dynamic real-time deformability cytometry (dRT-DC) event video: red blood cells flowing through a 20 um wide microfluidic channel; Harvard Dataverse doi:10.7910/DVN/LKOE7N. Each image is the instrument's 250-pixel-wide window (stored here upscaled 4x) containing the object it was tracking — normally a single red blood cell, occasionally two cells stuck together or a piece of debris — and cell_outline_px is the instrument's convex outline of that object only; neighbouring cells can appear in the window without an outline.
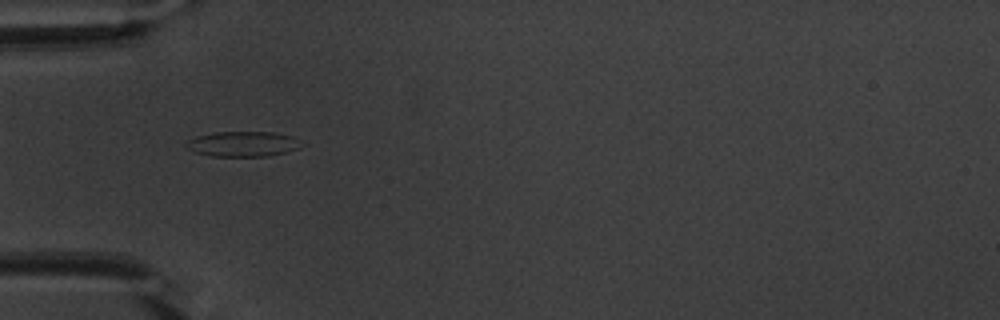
{"species": "common noctule bat (a hibernating species)", "species_latin": "Nyctalus noctula", "temperature_condition": "warm", "stored_images_in_passage": 53, "camera_frame_rate_fps": 3000, "um_per_image_px": 0.085, "animal": {"sex": "male", "body_mass_g": 20.1, "forearm_length_mm": 53.5}, "frame": {"image": 1, "passage_image": 17, "time_ms": 5.333, "image_size_px": [1000, 320], "cell_outline_px": [[300, 148], [268, 156], [212, 156], [192, 152], [184, 144], [188, 140], [196, 136], [212, 132], [276, 132], [292, 136]], "centroid_in_image_um": [20.55, 12.23], "position_along_channel_um": 64.5, "area_um2": 16.76}}
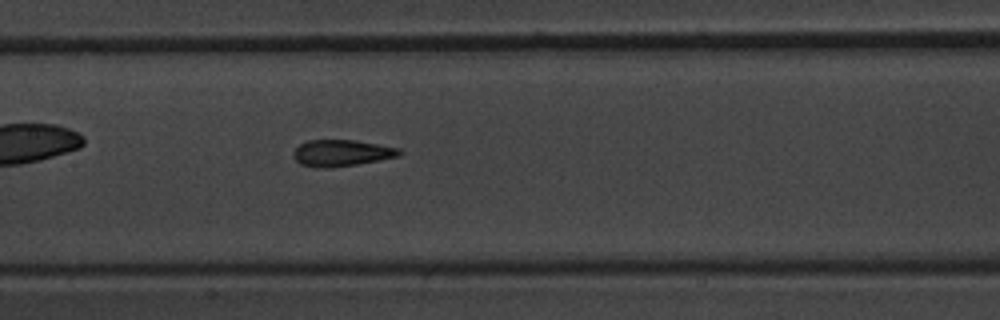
{"frame": {"image": 2, "passage_image": 26, "time_ms": 8.333, "image_size_px": [1000, 320], "cell_outline_px": [[404, 152], [400, 156], [380, 160], [356, 164], [328, 168], [312, 168], [300, 164], [292, 156], [292, 152], [300, 144], [308, 140], [356, 140], [400, 148]], "centroid_in_image_um": [29.03, 13.01], "position_along_channel_um": 178.4, "area_um2": 16.59}}
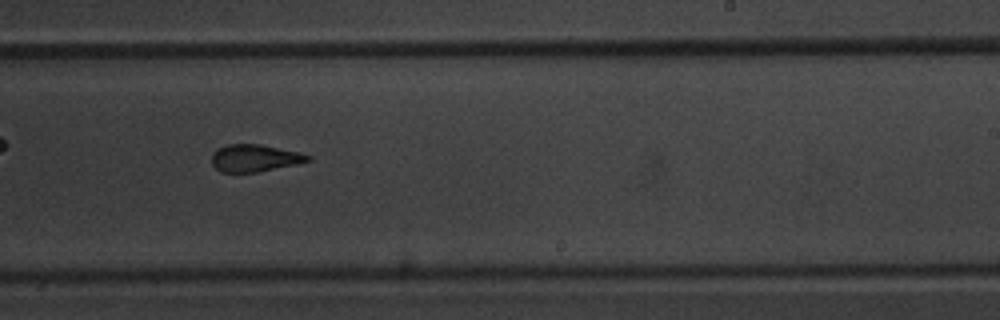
{"frame": {"image": 3, "passage_image": 33, "time_ms": 10.667, "image_size_px": [1000, 320], "cell_outline_px": [[312, 160], [296, 164], [260, 172], [220, 172], [212, 164], [212, 152], [216, 148], [228, 144], [260, 144], [300, 152], [312, 156]], "centroid_in_image_um": [21.65, 13.43], "position_along_channel_um": 267.3, "area_um2": 15.43}, "authors_computed_cell_mechanics": {"area_um2": 16.7042, "velocity_mm_per_s": 3.8209, "shape_relaxation_time_tau1_ms": 4.2491, "shape_relaxation_time_tau2_ms": 1.4522, "deformation_change_tau1": 0.1442, "deformation_change_tau2": 0.0704}}